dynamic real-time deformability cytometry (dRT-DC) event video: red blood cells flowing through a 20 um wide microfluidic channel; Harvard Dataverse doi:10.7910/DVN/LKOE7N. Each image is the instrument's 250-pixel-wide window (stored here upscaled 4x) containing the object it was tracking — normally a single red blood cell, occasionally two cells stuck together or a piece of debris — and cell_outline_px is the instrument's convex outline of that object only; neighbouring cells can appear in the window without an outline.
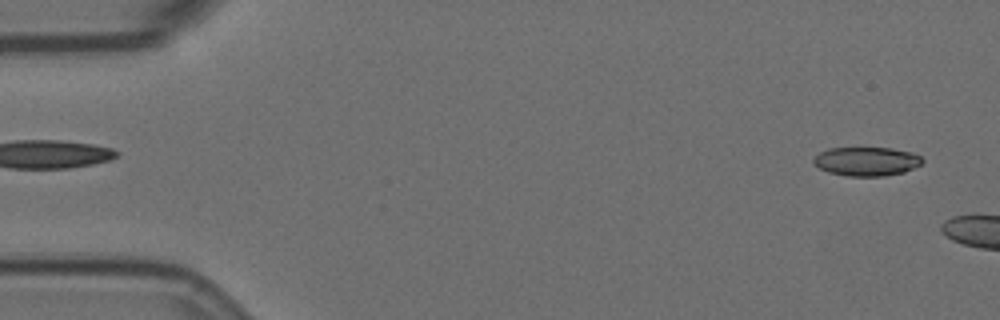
{"species": "Egyptian fruit bat (a non-hibernating species)", "species_latin": "Rousettus aegyptiacus", "temperature_condition": "room temperature", "stored_images_in_passage": 6, "camera_frame_rate_fps": 3000, "um_per_image_px": 0.085, "animal": {"sex": "female"}, "frame": {"image": 1, "passage_image": 2, "time_ms": 0.333, "image_size_px": [1000, 320], "cell_outline_px": [[924, 160], [920, 164], [904, 172], [884, 176], [848, 176], [828, 172], [820, 168], [812, 160], [820, 152], [828, 148], [892, 148], [912, 152], [920, 156]], "centroid_in_image_um": [73.67, 13.71], "position_along_channel_um": 11.3, "area_um2": 18.21}}